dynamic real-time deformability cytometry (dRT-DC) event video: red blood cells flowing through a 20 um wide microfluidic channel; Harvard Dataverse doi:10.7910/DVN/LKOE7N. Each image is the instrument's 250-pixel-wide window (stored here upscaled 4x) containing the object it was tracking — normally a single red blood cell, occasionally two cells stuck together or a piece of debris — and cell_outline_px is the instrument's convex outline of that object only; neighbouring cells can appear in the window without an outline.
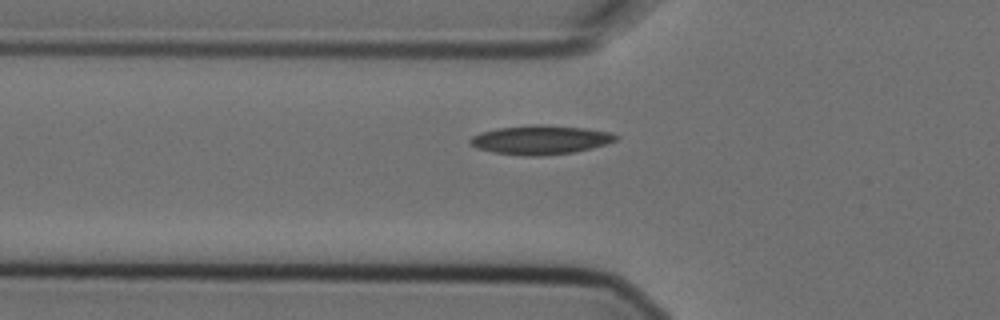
{"species": "Egyptian fruit bat (a non-hibernating species)", "species_latin": "Rousettus aegyptiacus", "temperature_condition": "cold", "stored_images_in_passage": 3, "camera_frame_rate_fps": 3000, "um_per_image_px": 0.085, "animal": {"sex": "female"}, "frame": {"image": 1, "passage_image": 3, "time_ms": 0.667, "image_size_px": [1000, 320], "cell_outline_px": [[620, 136], [616, 140], [592, 148], [572, 152], [544, 156], [524, 156], [492, 152], [476, 148], [468, 144], [468, 140], [472, 136], [480, 132], [496, 128], [536, 124], [544, 124], [584, 128], [612, 132]], "centroid_in_image_um": [45.9, 11.88], "position_along_channel_um": 79.9, "area_um2": 24.91}}